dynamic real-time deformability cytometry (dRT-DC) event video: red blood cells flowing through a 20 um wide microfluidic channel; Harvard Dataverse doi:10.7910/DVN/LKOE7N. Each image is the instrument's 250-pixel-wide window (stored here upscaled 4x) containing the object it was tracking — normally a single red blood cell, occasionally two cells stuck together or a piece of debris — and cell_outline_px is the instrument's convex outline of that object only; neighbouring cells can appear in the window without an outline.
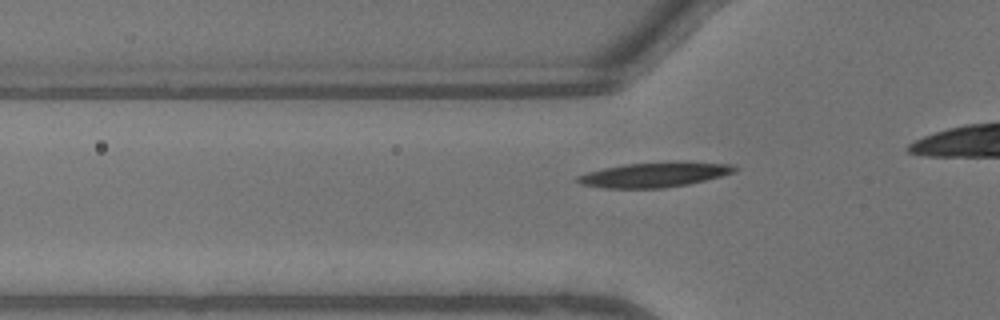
{"species": "common noctule bat (a hibernating species)", "species_latin": "Nyctalus noctula", "temperature_condition": "warm", "stored_images_in_passage": 10, "camera_frame_rate_fps": 3000, "um_per_image_px": 0.085, "animal": {"sex": "male", "body_mass_g": 13.3}, "frame": {"image": 1, "passage_image": 5, "time_ms": 1.333, "image_size_px": [1000, 320], "cell_outline_px": [[736, 172], [688, 184], [664, 188], [600, 188], [580, 184], [576, 180], [576, 176], [588, 172], [604, 168], [628, 164], [732, 164], [736, 168]], "centroid_in_image_um": [55.49, 14.9], "position_along_channel_um": 70.3, "area_um2": 21.5}}
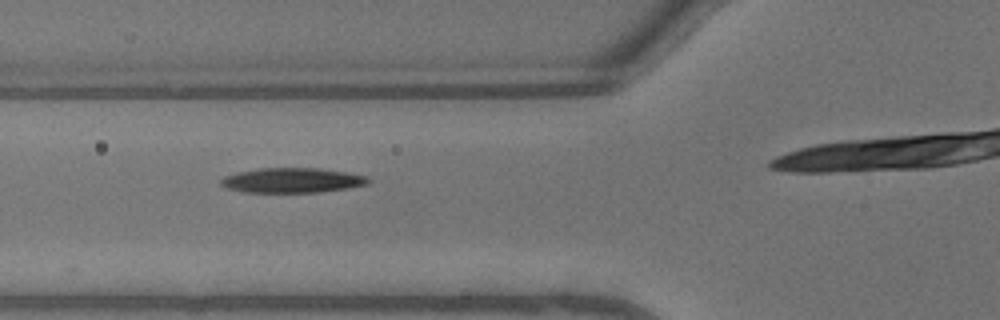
{"frame": {"image": 2, "passage_image": 7, "time_ms": 2.0, "image_size_px": [1000, 320], "cell_outline_px": [[372, 180], [368, 184], [348, 188], [320, 192], [244, 192], [228, 188], [220, 184], [220, 180], [224, 176], [236, 172], [260, 168], [320, 168], [368, 176]], "centroid_in_image_um": [24.85, 15.32], "position_along_channel_um": 101.0, "area_um2": 21.39}}
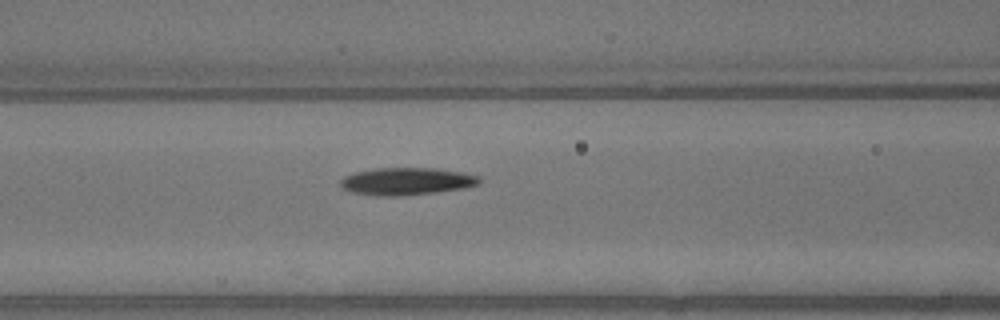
{"frame": {"image": 3, "passage_image": 9, "time_ms": 2.667, "image_size_px": [1000, 320], "cell_outline_px": [[480, 184], [464, 188], [436, 192], [404, 196], [376, 196], [352, 192], [344, 188], [340, 184], [340, 180], [344, 176], [356, 172], [376, 168], [436, 168], [460, 172], [480, 176]], "centroid_in_image_um": [34.57, 15.41], "position_along_channel_um": 132.0, "area_um2": 22.2}}